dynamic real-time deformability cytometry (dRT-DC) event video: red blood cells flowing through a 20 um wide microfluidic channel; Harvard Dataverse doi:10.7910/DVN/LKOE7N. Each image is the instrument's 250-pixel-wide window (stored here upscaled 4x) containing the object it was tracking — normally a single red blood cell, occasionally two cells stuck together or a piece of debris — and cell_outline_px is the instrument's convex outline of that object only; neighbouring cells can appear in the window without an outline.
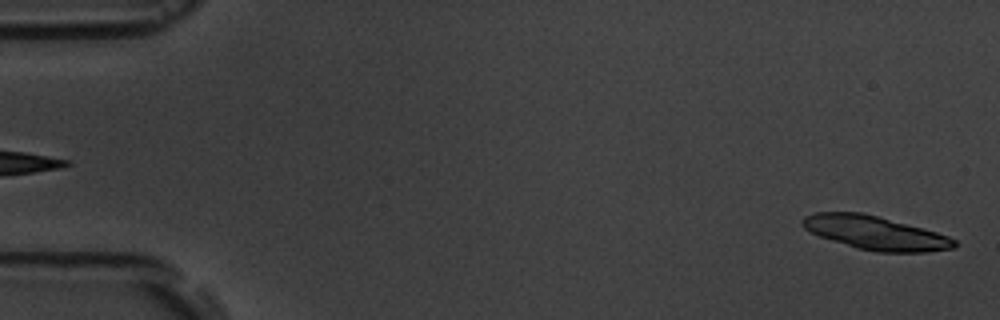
{"species": "common noctule bat (a hibernating species)", "species_latin": "Nyctalus noctula", "temperature_condition": "room temperature", "stored_images_in_passage": 4, "segment_of_instrument_passage": [2, 2], "camera_frame_rate_fps": 3000, "um_per_image_px": 0.085, "animal": {"sex": "male", "body_mass_g": 19.5, "forearm_length_mm": 54.6}, "frame": {"image": 1, "passage_image": 4, "time_ms": 4.333, "image_size_px": [1000, 320], "cell_outline_px": [[956, 244], [952, 248], [924, 252], [876, 252], [856, 248], [820, 236], [804, 228], [800, 224], [800, 220], [804, 216], [816, 212], [864, 212], [924, 228], [948, 236], [956, 240]], "centroid_in_image_um": [74.37, 19.78], "position_along_channel_um": 10.6, "area_um2": 29.77}}